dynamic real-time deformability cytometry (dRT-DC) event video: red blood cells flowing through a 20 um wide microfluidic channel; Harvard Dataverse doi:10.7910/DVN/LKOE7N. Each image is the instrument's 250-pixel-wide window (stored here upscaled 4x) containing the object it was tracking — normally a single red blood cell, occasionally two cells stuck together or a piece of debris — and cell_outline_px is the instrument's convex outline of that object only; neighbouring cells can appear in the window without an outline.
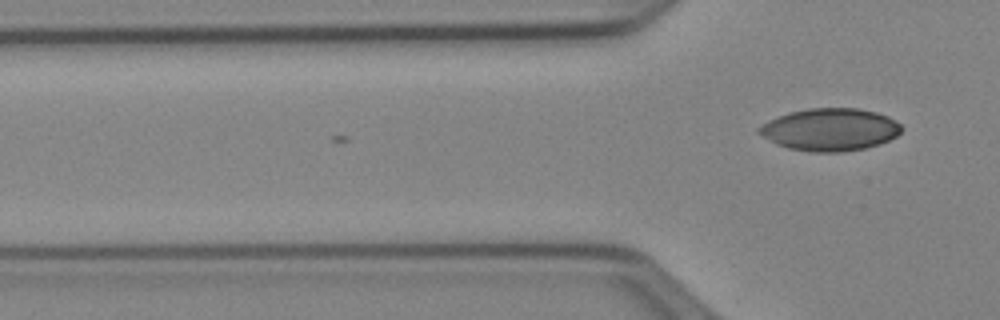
{"species": "Egyptian fruit bat (a non-hibernating species)", "species_latin": "Rousettus aegyptiacus", "temperature_condition": "cold", "stored_images_in_passage": 4, "camera_frame_rate_fps": 3000, "um_per_image_px": 0.085, "animal": {"sex": "female"}, "frame": {"image": 1, "passage_image": 4, "time_ms": 1.0, "image_size_px": [1000, 320], "cell_outline_px": [[904, 128], [896, 136], [888, 140], [864, 148], [840, 152], [812, 152], [788, 148], [776, 144], [756, 132], [756, 128], [768, 120], [788, 112], [808, 108], [856, 108], [876, 112], [888, 116], [900, 124]], "centroid_in_image_um": [70.52, 11.0], "position_along_channel_um": 55.3, "area_um2": 35.26}}